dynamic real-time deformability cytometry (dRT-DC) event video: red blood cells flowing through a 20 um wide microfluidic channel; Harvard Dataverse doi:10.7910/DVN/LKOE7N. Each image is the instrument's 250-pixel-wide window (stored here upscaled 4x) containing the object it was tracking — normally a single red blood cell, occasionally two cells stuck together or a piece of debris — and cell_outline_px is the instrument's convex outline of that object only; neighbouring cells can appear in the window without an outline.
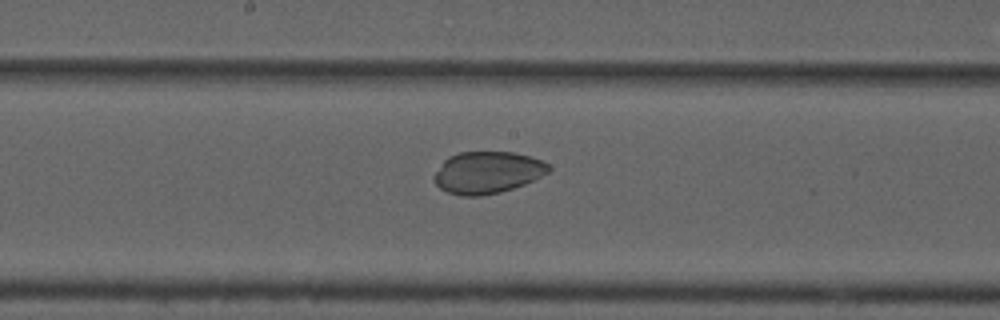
{"species": "common noctule bat (a hibernating species)", "species_latin": "Nyctalus noctula", "temperature_condition": "cold", "stored_images_in_passage": 53, "camera_frame_rate_fps": 3000, "um_per_image_px": 0.085, "animal": {"sex": "male", "forearm_length_mm": 52.5}, "frame": {"image": 1, "passage_image": 27, "time_ms": 8.667, "image_size_px": [1000, 320], "cell_outline_px": [[552, 168], [548, 172], [524, 184], [500, 192], [480, 196], [464, 196], [448, 192], [440, 188], [436, 184], [432, 176], [444, 160], [448, 156], [460, 152], [512, 152], [528, 156], [540, 160], [548, 164]], "centroid_in_image_um": [41.39, 14.66], "position_along_channel_um": 206.8, "area_um2": 27.8}}
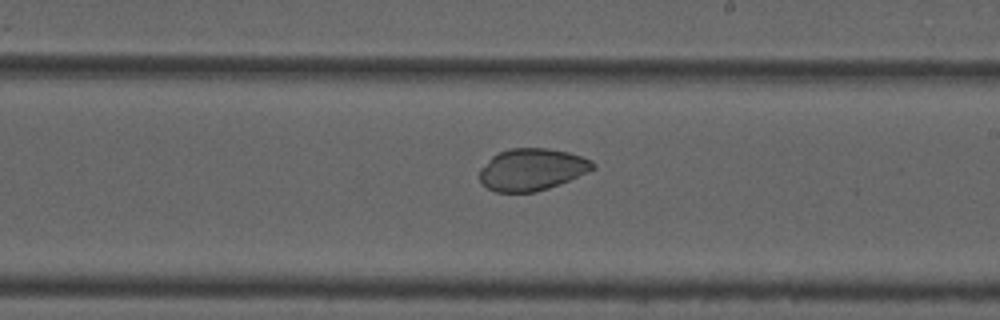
{"frame": {"image": 2, "passage_image": 30, "time_ms": 9.667, "image_size_px": [1000, 320], "cell_outline_px": [[596, 168], [588, 172], [560, 184], [536, 192], [496, 192], [488, 188], [480, 180], [480, 168], [492, 156], [508, 148], [548, 148], [568, 152], [592, 160], [596, 164]], "centroid_in_image_um": [45.23, 14.4], "position_along_channel_um": 243.8, "area_um2": 27.74}}
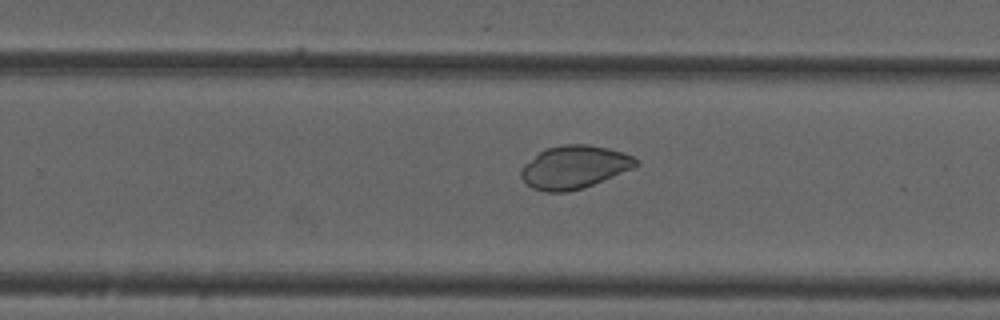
{"frame": {"image": 3, "passage_image": 33, "time_ms": 10.667, "image_size_px": [1000, 320], "cell_outline_px": [[640, 164], [632, 168], [592, 184], [568, 192], [544, 192], [532, 188], [520, 176], [520, 172], [524, 164], [540, 152], [548, 148], [564, 144], [588, 144], [608, 148], [624, 152], [632, 156]], "centroid_in_image_um": [48.8, 14.2], "position_along_channel_um": 281.0, "area_um2": 28.38}}